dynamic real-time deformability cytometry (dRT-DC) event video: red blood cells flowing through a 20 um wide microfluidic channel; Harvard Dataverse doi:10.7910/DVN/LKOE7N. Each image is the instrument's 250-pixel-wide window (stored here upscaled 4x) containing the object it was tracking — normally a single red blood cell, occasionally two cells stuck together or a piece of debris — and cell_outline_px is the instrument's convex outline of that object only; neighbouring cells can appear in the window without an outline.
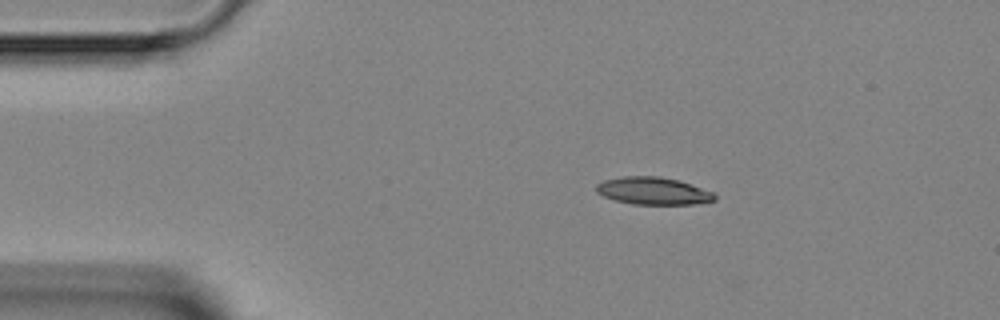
{"species": "Egyptian fruit bat (a non-hibernating species)", "species_latin": "Rousettus aegyptiacus", "temperature_condition": "room temperature", "stored_images_in_passage": 5, "camera_frame_rate_fps": 3000, "um_per_image_px": 0.085, "animal": {"sex": "female"}, "frame": {"image": 1, "passage_image": 2, "time_ms": 1.0, "image_size_px": [1000, 320], "cell_outline_px": [[716, 200], [696, 204], [632, 204], [616, 200], [604, 196], [596, 192], [596, 184], [604, 180], [624, 176], [660, 176], [676, 180], [712, 192], [716, 196]], "centroid_in_image_um": [55.49, 16.23], "position_along_channel_um": 29.5, "area_um2": 18.67}}
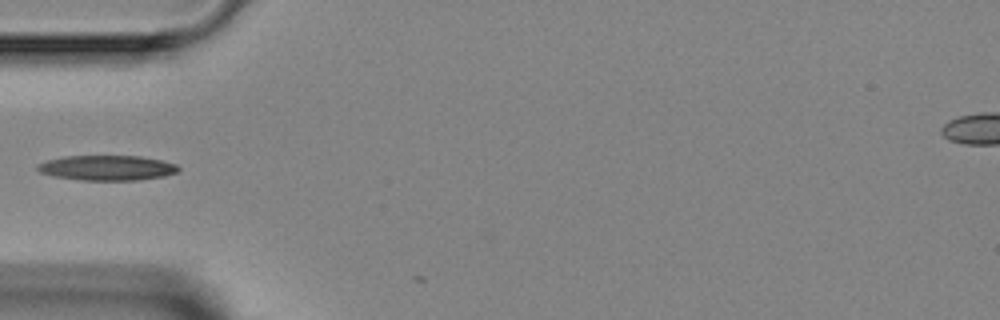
{"frame": {"image": 2, "passage_image": 4, "time_ms": 3.333, "image_size_px": [1000, 320], "cell_outline_px": [[180, 168], [176, 172], [164, 176], [140, 180], [80, 180], [52, 176], [40, 172], [36, 168], [36, 164], [48, 160], [64, 156], [140, 156], [160, 160], [176, 164]], "centroid_in_image_um": [9.07, 14.27], "position_along_channel_um": 75.9, "area_um2": 20.58}}
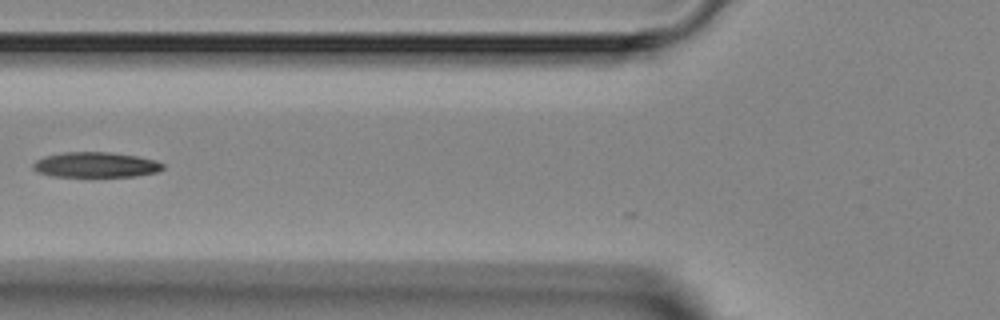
{"frame": {"image": 3, "passage_image": 5, "time_ms": 4.333, "image_size_px": [1000, 320], "cell_outline_px": [[164, 168], [156, 172], [136, 176], [52, 176], [40, 172], [32, 168], [32, 164], [36, 160], [44, 156], [64, 152], [108, 152], [136, 156], [156, 160], [164, 164]], "centroid_in_image_um": [8.14, 14.0], "position_along_channel_um": 117.7, "area_um2": 18.96}}